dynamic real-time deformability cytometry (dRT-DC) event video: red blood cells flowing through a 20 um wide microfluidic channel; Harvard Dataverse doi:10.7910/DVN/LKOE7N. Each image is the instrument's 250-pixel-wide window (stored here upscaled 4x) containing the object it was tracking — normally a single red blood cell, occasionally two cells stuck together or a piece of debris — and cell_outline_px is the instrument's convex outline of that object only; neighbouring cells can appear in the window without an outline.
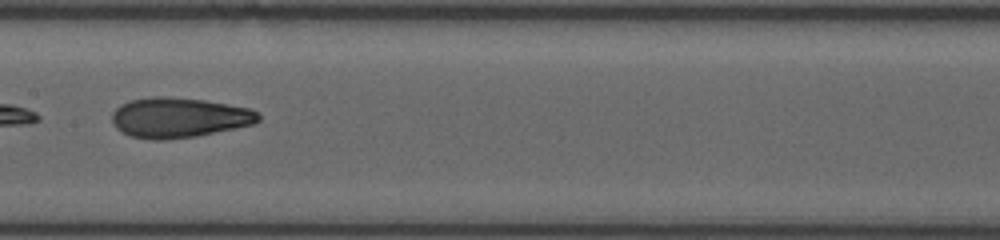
{"species": "human", "species_latin": "Homo sapiens", "temperature_condition": "room temperature", "stored_images_in_passage": 52, "segment_of_instrument_passage": [2, 2], "camera_frame_rate_fps": 3000, "um_per_image_px": 0.085, "donor": {"sex": "female"}, "frame": {"image": 1, "passage_image": 27, "time_ms": 9.667, "image_size_px": [1000, 240], "cell_outline_px": [[260, 120], [256, 124], [196, 136], [164, 140], [152, 140], [132, 136], [120, 132], [112, 124], [112, 112], [120, 104], [132, 100], [152, 96], [164, 96], [204, 100], [248, 108], [256, 112], [260, 116]], "centroid_in_image_um": [15.18, 10.0], "position_along_channel_um": 192.2, "area_um2": 34.28}}
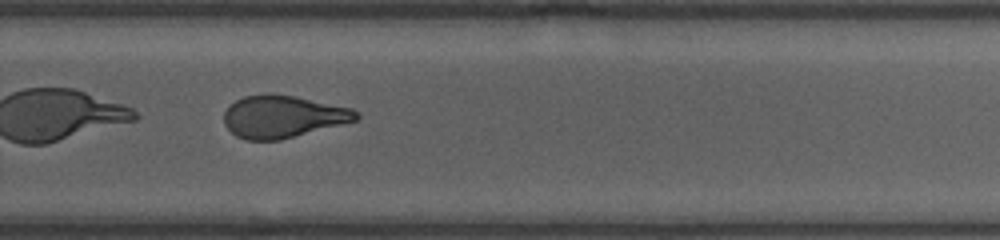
{"frame": {"image": 2, "passage_image": 36, "time_ms": 12.667, "image_size_px": [1000, 240], "cell_outline_px": [[360, 116], [356, 120], [280, 140], [248, 140], [236, 136], [224, 124], [224, 112], [236, 100], [244, 96], [292, 96], [352, 108]], "centroid_in_image_um": [24.03, 9.94], "position_along_channel_um": 305.8, "area_um2": 31.56}}